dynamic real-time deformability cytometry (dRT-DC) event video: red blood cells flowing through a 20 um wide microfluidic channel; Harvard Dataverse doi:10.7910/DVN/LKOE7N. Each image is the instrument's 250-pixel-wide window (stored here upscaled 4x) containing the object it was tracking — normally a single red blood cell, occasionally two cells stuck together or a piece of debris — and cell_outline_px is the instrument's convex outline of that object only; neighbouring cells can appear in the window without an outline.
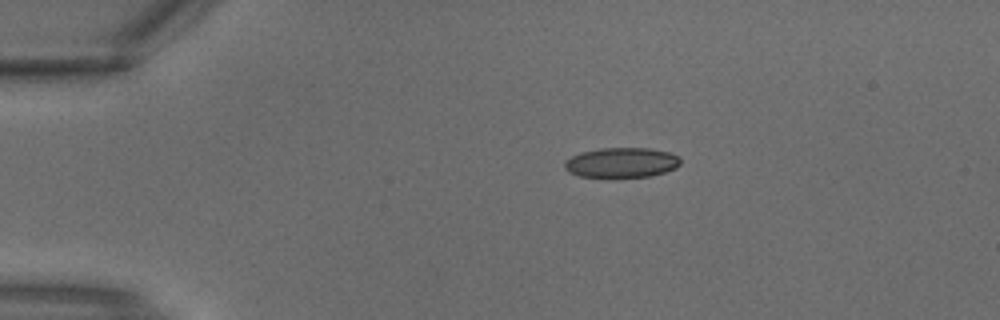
{"species": "common noctule bat (a hibernating species)", "species_latin": "Nyctalus noctula", "temperature_condition": "warm", "stored_images_in_passage": 2, "camera_frame_rate_fps": 3000, "um_per_image_px": 0.085, "animal": {"sex": "male", "body_mass_g": 18.8}, "frame": {"image": 1, "passage_image": 1, "time_ms": 0.0, "image_size_px": [1000, 320], "cell_outline_px": [[680, 164], [676, 168], [664, 172], [648, 176], [580, 176], [568, 172], [564, 168], [564, 160], [580, 152], [600, 148], [648, 148], [668, 152], [676, 156], [680, 160]], "centroid_in_image_um": [52.79, 13.8], "position_along_channel_um": 32.2, "area_um2": 19.94}}
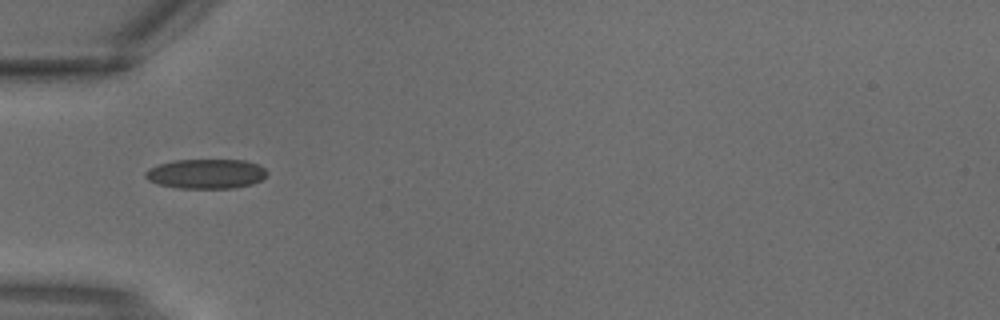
{"frame": {"image": 2, "passage_image": 2, "time_ms": 0.333, "image_size_px": [1000, 320], "cell_outline_px": [[268, 172], [260, 180], [252, 184], [232, 188], [180, 188], [160, 184], [148, 180], [144, 176], [144, 172], [148, 168], [172, 160], [244, 160], [260, 164]], "centroid_in_image_um": [17.51, 14.76], "position_along_channel_um": 67.5, "area_um2": 20.98}}